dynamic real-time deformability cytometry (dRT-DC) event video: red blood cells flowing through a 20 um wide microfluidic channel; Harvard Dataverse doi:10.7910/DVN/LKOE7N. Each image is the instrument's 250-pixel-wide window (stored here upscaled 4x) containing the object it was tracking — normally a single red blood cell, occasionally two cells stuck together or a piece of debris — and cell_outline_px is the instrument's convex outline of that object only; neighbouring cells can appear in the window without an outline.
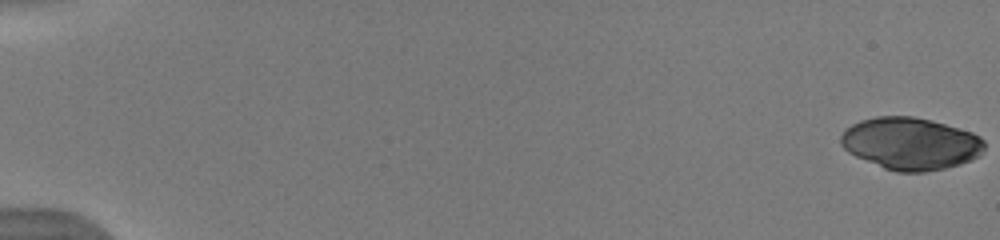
{"species": "human", "species_latin": "Homo sapiens", "temperature_condition": "warm", "stored_images_in_passage": 52, "camera_frame_rate_fps": 3000, "um_per_image_px": 0.085, "donor": {"sex": "male"}, "frame": {"image": 1, "passage_image": 1, "time_ms": 0.0, "image_size_px": [1000, 240], "cell_outline_px": [[984, 148], [980, 156], [972, 160], [960, 164], [944, 168], [924, 172], [896, 172], [884, 168], [856, 156], [848, 152], [840, 144], [840, 136], [844, 128], [860, 120], [876, 116], [912, 116], [932, 120], [972, 132], [980, 136], [984, 140]], "centroid_in_image_um": [77.39, 12.19], "position_along_channel_um": 7.6, "area_um2": 43.93}}
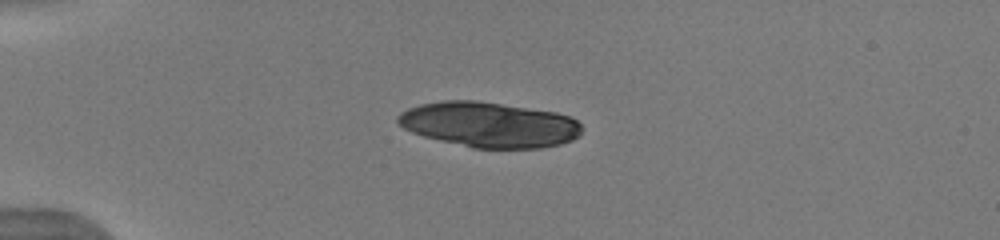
{"frame": {"image": 2, "passage_image": 15, "time_ms": 4.667, "image_size_px": [1000, 240], "cell_outline_px": [[580, 136], [572, 140], [560, 144], [540, 148], [472, 148], [424, 136], [412, 132], [404, 128], [396, 120], [396, 116], [400, 112], [408, 108], [420, 104], [444, 100], [476, 100], [556, 112], [572, 116], [580, 124]], "centroid_in_image_um": [41.58, 10.59], "position_along_channel_um": 43.4, "area_um2": 48.61}, "authors_computed_cell_mechanics": {"area_um2": 44.217, "velocity_mm_per_s": 3.9916, "shape_relaxation_time_tau1_ms": 0.3434, "shape_relaxation_time_tau2_ms": null, "deformation_change_tau1": 0.256, "deformation_change_tau2": null}}